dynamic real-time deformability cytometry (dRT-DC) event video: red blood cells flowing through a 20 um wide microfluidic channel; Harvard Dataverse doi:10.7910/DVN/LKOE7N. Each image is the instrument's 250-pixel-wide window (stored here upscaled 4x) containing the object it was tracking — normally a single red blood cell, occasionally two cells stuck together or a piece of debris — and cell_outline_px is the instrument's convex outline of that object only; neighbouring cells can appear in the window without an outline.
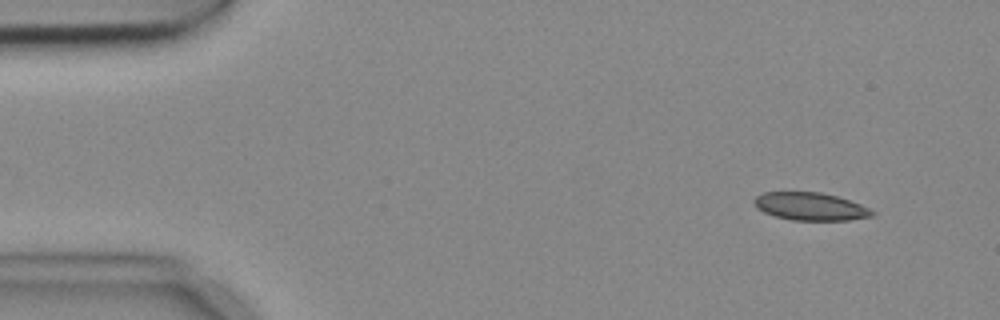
{"species": "common noctule bat (a hibernating species)", "species_latin": "Nyctalus noctula", "temperature_condition": "cold", "stored_images_in_passage": 5, "camera_frame_rate_fps": 3000, "um_per_image_px": 0.085, "animal": {"sex": "female", "body_mass_g": 18.4}, "frame": {"image": 1, "passage_image": 2, "time_ms": 0.333, "image_size_px": [1000, 320], "cell_outline_px": [[876, 216], [848, 220], [792, 220], [776, 216], [764, 212], [756, 208], [752, 200], [756, 196], [764, 192], [820, 192], [836, 196], [860, 204], [876, 212]], "centroid_in_image_um": [68.88, 17.55], "position_along_channel_um": 16.1, "area_um2": 19.13}}
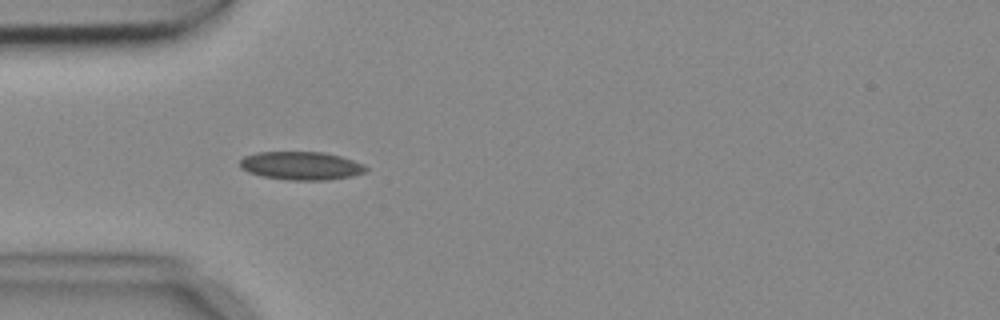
{"frame": {"image": 2, "passage_image": 5, "time_ms": 1.333, "image_size_px": [1000, 320], "cell_outline_px": [[368, 168], [364, 172], [352, 176], [324, 180], [292, 180], [264, 176], [248, 172], [240, 168], [240, 160], [244, 156], [256, 152], [324, 152], [340, 156], [364, 164]], "centroid_in_image_um": [25.58, 14.08], "position_along_channel_um": 59.4, "area_um2": 20.63}}